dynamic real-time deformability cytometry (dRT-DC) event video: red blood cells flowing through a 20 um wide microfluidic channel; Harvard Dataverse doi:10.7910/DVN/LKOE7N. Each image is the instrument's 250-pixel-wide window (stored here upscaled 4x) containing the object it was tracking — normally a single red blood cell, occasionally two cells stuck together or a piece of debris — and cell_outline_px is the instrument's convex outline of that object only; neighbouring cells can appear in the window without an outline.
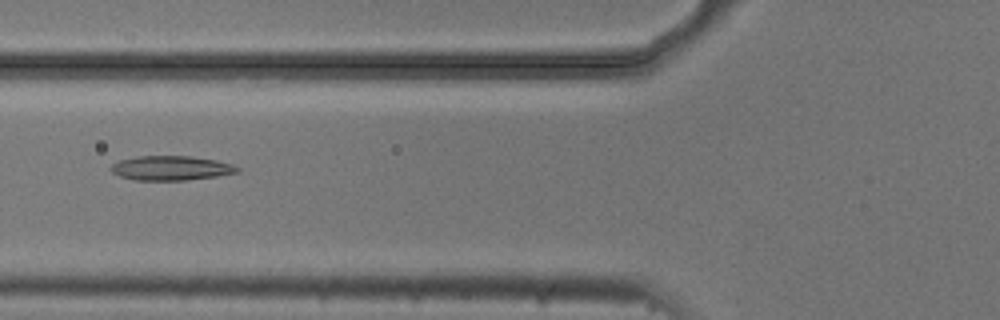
{"species": "common noctule bat (a hibernating species)", "species_latin": "Nyctalus noctula", "temperature_condition": "cold", "stored_images_in_passage": 5, "camera_frame_rate_fps": 3000, "um_per_image_px": 0.085, "animal": {"sex": "male", "body_mass_g": 20.5, "forearm_length_mm": 52.5}, "frame": {"image": 1, "passage_image": 5, "time_ms": 1.333, "image_size_px": [1000, 320], "cell_outline_px": [[240, 172], [216, 176], [184, 180], [132, 180], [120, 176], [112, 172], [108, 168], [112, 164], [120, 160], [140, 156], [192, 156], [216, 160], [232, 164], [240, 168]], "centroid_in_image_um": [14.53, 14.28], "position_along_channel_um": 111.3, "area_um2": 18.03}}